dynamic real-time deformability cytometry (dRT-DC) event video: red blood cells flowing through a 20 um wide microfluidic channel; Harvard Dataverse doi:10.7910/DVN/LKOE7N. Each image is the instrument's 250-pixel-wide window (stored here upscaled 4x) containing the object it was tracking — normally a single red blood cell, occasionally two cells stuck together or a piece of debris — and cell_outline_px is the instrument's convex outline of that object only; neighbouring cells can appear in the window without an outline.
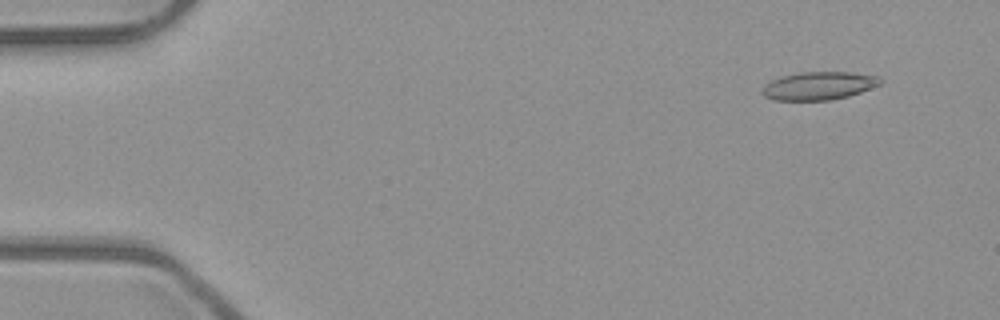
{"species": "common noctule bat (a hibernating species)", "species_latin": "Nyctalus noctula", "temperature_condition": "room temperature", "stored_images_in_passage": 4, "camera_frame_rate_fps": 3000, "um_per_image_px": 0.085, "animal": {"sex": "male", "body_mass_g": 23.1, "forearm_length_mm": 52.7}, "frame": {"image": 1, "passage_image": 1, "time_ms": 0.0, "image_size_px": [1000, 320], "cell_outline_px": [[884, 80], [880, 84], [860, 92], [848, 96], [832, 100], [772, 100], [764, 96], [760, 92], [764, 84], [772, 80], [784, 76], [800, 72], [848, 72], [880, 76]], "centroid_in_image_um": [69.59, 7.29], "position_along_channel_um": 15.4, "area_um2": 19.36}}